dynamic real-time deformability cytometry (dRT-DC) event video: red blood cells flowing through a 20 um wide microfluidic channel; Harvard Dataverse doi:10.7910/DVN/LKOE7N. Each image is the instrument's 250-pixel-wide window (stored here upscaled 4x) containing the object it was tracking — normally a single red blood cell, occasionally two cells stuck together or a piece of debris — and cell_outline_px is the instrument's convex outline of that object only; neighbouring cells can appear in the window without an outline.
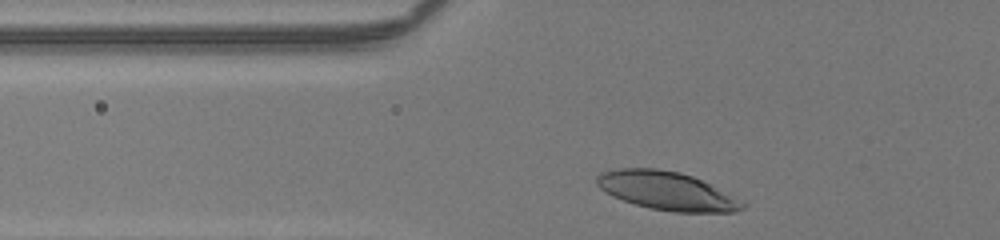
{"species": "human", "species_latin": "Homo sapiens", "temperature_condition": "room temperature", "stored_images_in_passage": 27, "camera_frame_rate_fps": 3000, "um_per_image_px": 0.085, "donor": {"sex": "male"}, "frame": {"image": 1, "passage_image": 2, "time_ms": 0.333, "image_size_px": [1000, 240], "cell_outline_px": [[748, 204], [744, 208], [732, 212], [672, 212], [652, 208], [636, 204], [612, 196], [600, 188], [596, 184], [596, 176], [600, 172], [616, 168], [656, 168], [680, 172], [692, 176]], "centroid_in_image_um": [56.63, 16.21], "position_along_channel_um": 69.2, "area_um2": 32.25}}
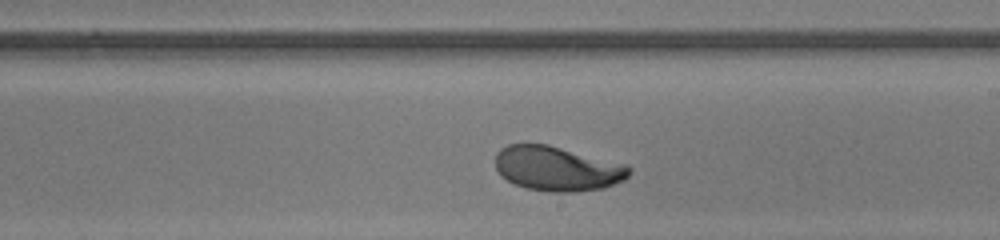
{"frame": {"image": 2, "passage_image": 16, "time_ms": 5.0, "image_size_px": [1000, 240], "cell_outline_px": [[632, 172], [624, 180], [604, 188], [576, 192], [548, 192], [528, 188], [516, 184], [508, 180], [496, 168], [496, 152], [500, 148], [508, 144], [548, 144], [628, 164], [632, 168]], "centroid_in_image_um": [47.43, 14.32], "position_along_channel_um": 241.6, "area_um2": 35.03}}
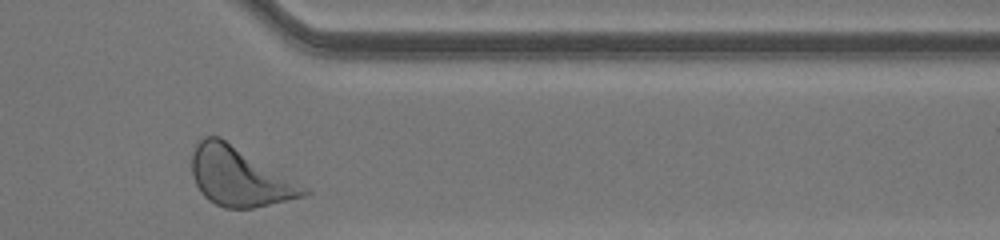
{"frame": {"image": 3, "passage_image": 27, "time_ms": 8.667, "image_size_px": [1000, 240], "cell_outline_px": [[312, 192], [304, 196], [252, 208], [224, 208], [208, 200], [200, 192], [192, 176], [192, 152], [196, 144], [204, 136], [220, 136], [312, 188]], "centroid_in_image_um": [20.4, 15.0], "position_along_channel_um": 391.0, "area_um2": 38.96}, "authors_computed_cell_mechanics": {"area_um2": 34.7378, "velocity_mm_per_s": 4.0793, "shape_relaxation_time_tau1_ms": 2.8183, "shape_relaxation_time_tau2_ms": null, "deformation_change_tau1": 0.1528, "deformation_change_tau2": null}}